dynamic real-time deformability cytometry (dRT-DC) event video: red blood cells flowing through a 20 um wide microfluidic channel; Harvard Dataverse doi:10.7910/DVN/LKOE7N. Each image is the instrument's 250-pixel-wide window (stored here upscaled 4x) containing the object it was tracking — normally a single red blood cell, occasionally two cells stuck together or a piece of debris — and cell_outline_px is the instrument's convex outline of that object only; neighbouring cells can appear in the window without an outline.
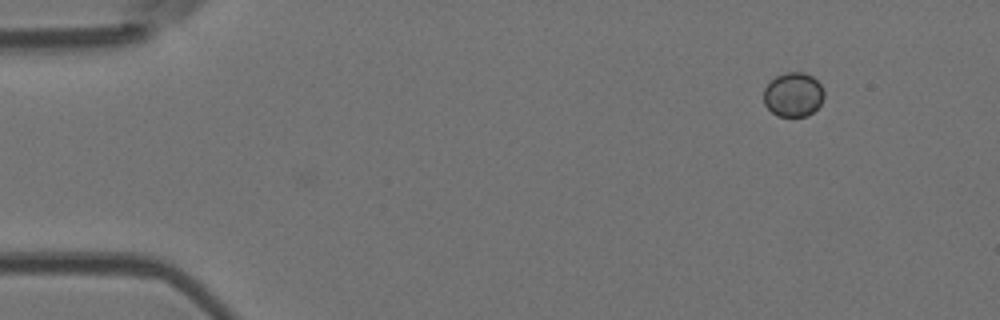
{"species": "Egyptian fruit bat (a non-hibernating species)", "species_latin": "Rousettus aegyptiacus", "temperature_condition": "room temperature", "stored_images_in_passage": 2, "camera_frame_rate_fps": 3000, "um_per_image_px": 0.085, "animal": {"sex": "female"}, "frame": {"image": 1, "passage_image": 2, "time_ms": 2.0, "image_size_px": [1000, 320], "cell_outline_px": [[824, 96], [820, 104], [808, 116], [776, 116], [764, 104], [764, 88], [776, 76], [788, 72], [804, 72], [812, 76], [820, 84], [824, 92]], "centroid_in_image_um": [67.42, 8.04], "position_along_channel_um": 17.6, "area_um2": 15.49}}